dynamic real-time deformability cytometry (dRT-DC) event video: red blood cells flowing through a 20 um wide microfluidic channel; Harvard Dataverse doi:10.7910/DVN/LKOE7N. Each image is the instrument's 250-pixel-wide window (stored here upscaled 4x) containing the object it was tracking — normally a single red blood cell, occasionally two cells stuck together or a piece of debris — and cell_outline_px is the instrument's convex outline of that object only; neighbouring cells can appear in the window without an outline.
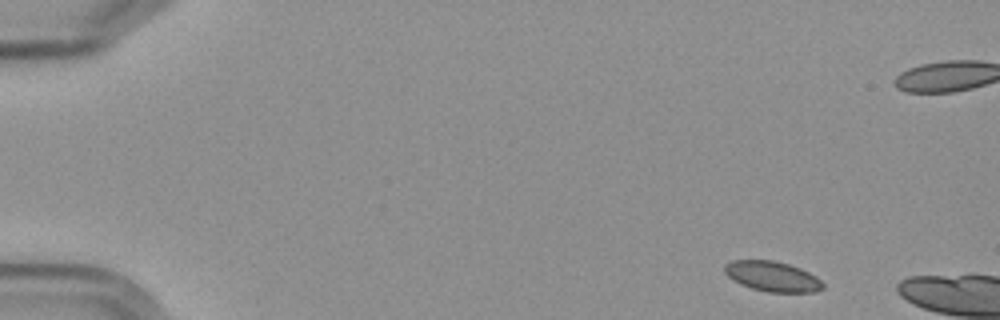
{"species": "Egyptian fruit bat (a non-hibernating species)", "species_latin": "Rousettus aegyptiacus", "temperature_condition": "cold", "stored_images_in_passage": 6, "segment_of_instrument_passage": [1, 2], "camera_frame_rate_fps": 3000, "um_per_image_px": 0.085, "frame": {"image": 1, "passage_image": 1, "time_ms": 0.0, "image_size_px": [1000, 320], "cell_outline_px": [[824, 288], [812, 292], [768, 292], [752, 288], [740, 284], [728, 276], [724, 272], [724, 264], [732, 260], [772, 260], [788, 264], [800, 268], [816, 276], [824, 284]], "centroid_in_image_um": [65.64, 23.49], "position_along_channel_um": 19.4, "area_um2": 17.22}}
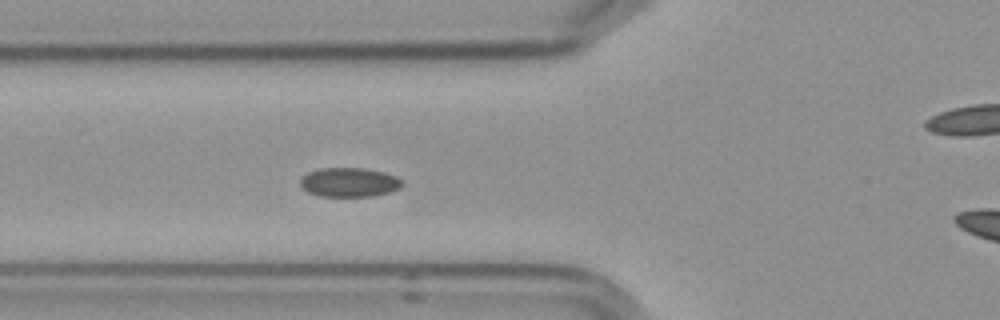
{"frame": {"image": 2, "passage_image": 5, "time_ms": 5.333, "image_size_px": [1000, 320], "cell_outline_px": [[404, 184], [400, 188], [388, 192], [372, 196], [320, 196], [308, 192], [300, 188], [300, 176], [308, 172], [320, 168], [364, 168], [384, 172], [396, 176]], "centroid_in_image_um": [29.64, 15.49], "position_along_channel_um": 96.2, "area_um2": 17.46}}